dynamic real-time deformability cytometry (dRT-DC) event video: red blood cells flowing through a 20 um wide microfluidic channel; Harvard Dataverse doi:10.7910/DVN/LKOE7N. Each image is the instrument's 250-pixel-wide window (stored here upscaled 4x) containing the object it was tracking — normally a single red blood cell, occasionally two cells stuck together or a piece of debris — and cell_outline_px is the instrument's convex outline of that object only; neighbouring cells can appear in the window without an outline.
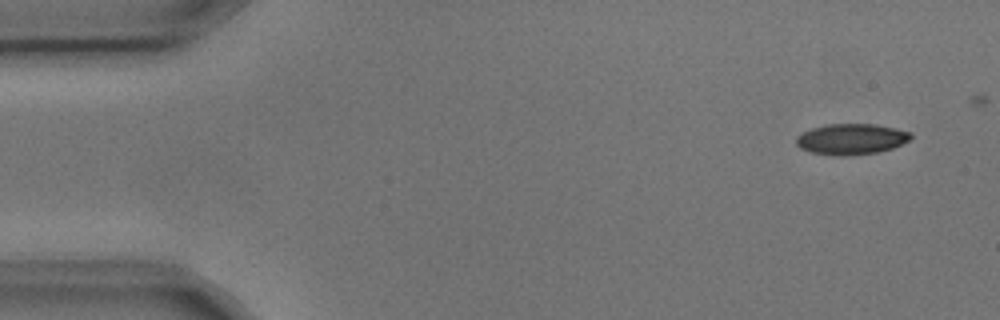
{"species": "common noctule bat (a hibernating species)", "species_latin": "Nyctalus noctula", "temperature_condition": "cold", "stored_images_in_passage": 6, "camera_frame_rate_fps": 3000, "um_per_image_px": 0.085, "animal": {"sex": "male", "body_mass_g": 17.9, "forearm_length_mm": 54.2}, "frame": {"image": 1, "passage_image": 1, "time_ms": 0.0, "image_size_px": [1000, 320], "cell_outline_px": [[912, 136], [908, 140], [892, 148], [876, 152], [848, 156], [836, 156], [808, 152], [800, 148], [796, 144], [796, 136], [812, 128], [828, 124], [876, 124], [896, 128], [912, 132]], "centroid_in_image_um": [72.34, 11.82], "position_along_channel_um": 12.7, "area_um2": 20.63}}
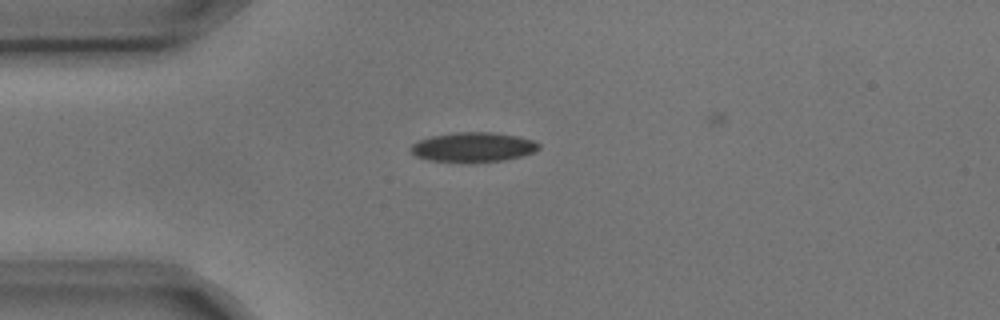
{"frame": {"image": 2, "passage_image": 4, "time_ms": 1.0, "image_size_px": [1000, 320], "cell_outline_px": [[540, 148], [532, 152], [520, 156], [504, 160], [428, 160], [416, 156], [412, 152], [412, 144], [420, 140], [432, 136], [456, 132], [492, 132], [516, 136], [532, 140], [540, 144]], "centroid_in_image_um": [40.24, 12.47], "position_along_channel_um": 44.8, "area_um2": 21.15}}
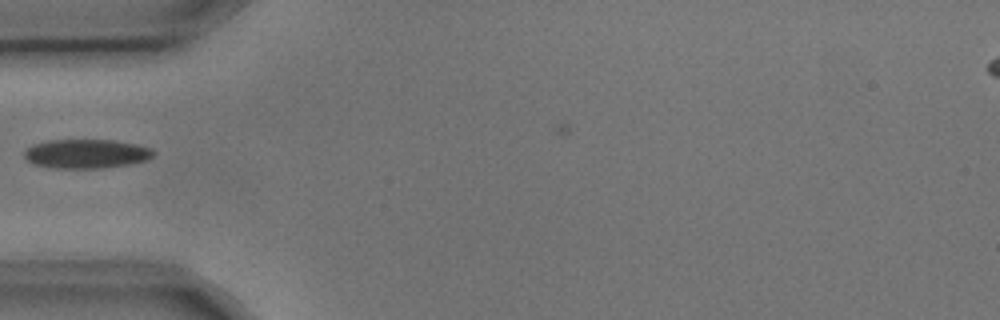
{"frame": {"image": 3, "passage_image": 5, "time_ms": 1.333, "image_size_px": [1000, 320], "cell_outline_px": [[156, 152], [148, 160], [128, 164], [100, 168], [52, 168], [36, 164], [28, 160], [24, 156], [24, 152], [32, 144], [48, 140], [116, 140], [136, 144], [152, 148]], "centroid_in_image_um": [7.36, 13.06], "position_along_channel_um": 77.6, "area_um2": 21.91}}